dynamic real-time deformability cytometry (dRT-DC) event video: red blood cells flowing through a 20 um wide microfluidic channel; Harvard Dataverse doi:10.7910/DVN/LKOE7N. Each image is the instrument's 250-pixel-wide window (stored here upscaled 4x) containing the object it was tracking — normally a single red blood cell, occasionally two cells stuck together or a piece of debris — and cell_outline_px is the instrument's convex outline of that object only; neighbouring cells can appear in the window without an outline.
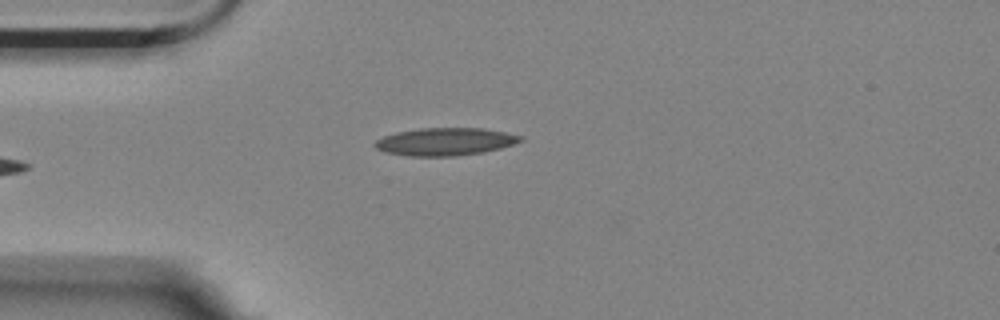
{"species": "Egyptian fruit bat (a non-hibernating species)", "species_latin": "Rousettus aegyptiacus", "temperature_condition": "room temperature", "stored_images_in_passage": 4, "camera_frame_rate_fps": 3000, "um_per_image_px": 0.085, "animal": {"sex": "female"}, "frame": {"image": 1, "passage_image": 4, "time_ms": 1.0, "image_size_px": [1000, 320], "cell_outline_px": [[524, 140], [500, 148], [484, 152], [456, 156], [408, 156], [384, 152], [376, 148], [372, 144], [376, 140], [384, 136], [396, 132], [420, 128], [484, 128], [524, 136]], "centroid_in_image_um": [37.83, 12.04], "position_along_channel_um": 47.2, "area_um2": 23.58}}